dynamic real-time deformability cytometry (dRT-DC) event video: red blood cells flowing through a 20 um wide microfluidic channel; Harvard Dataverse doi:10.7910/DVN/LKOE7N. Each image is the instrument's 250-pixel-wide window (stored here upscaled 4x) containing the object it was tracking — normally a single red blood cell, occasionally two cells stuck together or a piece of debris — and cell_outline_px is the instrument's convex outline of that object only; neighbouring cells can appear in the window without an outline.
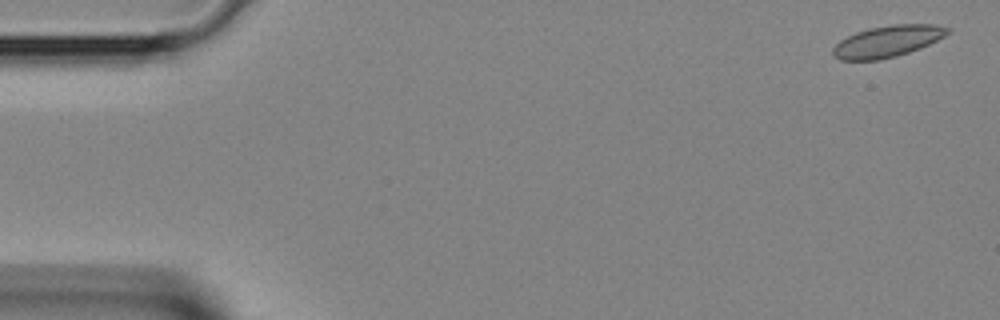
{"species": "Egyptian fruit bat (a non-hibernating species)", "species_latin": "Rousettus aegyptiacus", "temperature_condition": "room temperature", "stored_images_in_passage": 3, "camera_frame_rate_fps": 3000, "um_per_image_px": 0.085, "animal": {"sex": "female"}, "frame": {"image": 1, "passage_image": 1, "time_ms": 0.0, "image_size_px": [1000, 320], "cell_outline_px": [[952, 28], [944, 36], [920, 48], [896, 56], [880, 60], [840, 60], [832, 56], [832, 48], [840, 40], [856, 32], [872, 28], [892, 24], [936, 24]], "centroid_in_image_um": [75.42, 3.51], "position_along_channel_um": 9.6, "area_um2": 20.98}}